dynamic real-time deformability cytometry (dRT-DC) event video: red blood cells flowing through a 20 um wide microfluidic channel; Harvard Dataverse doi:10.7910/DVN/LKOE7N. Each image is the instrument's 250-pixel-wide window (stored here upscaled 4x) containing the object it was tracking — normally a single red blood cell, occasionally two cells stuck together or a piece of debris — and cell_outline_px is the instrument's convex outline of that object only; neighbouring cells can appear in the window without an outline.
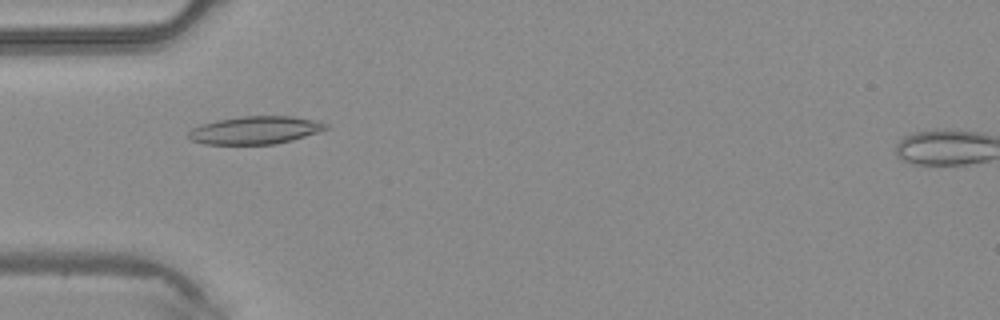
{"species": "common noctule bat (a hibernating species)", "species_latin": "Nyctalus noctula", "temperature_condition": "warm", "stored_images_in_passage": 32, "camera_frame_rate_fps": 3000, "um_per_image_px": 0.085, "animal": {"sex": "male", "body_mass_g": 20.4}, "frame": {"image": 1, "passage_image": 1, "time_ms": 0.0, "image_size_px": [1000, 320], "cell_outline_px": [[328, 128], [292, 140], [276, 144], [204, 144], [192, 140], [188, 136], [188, 132], [192, 128], [200, 124], [216, 120], [240, 116], [292, 116], [312, 120], [328, 124]], "centroid_in_image_um": [21.64, 11.06], "position_along_channel_um": 63.4, "area_um2": 22.14}}
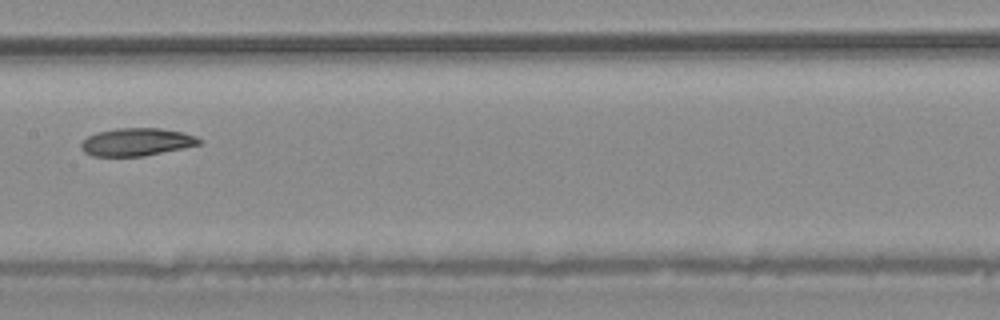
{"frame": {"image": 2, "passage_image": 10, "time_ms": 3.0, "image_size_px": [1000, 320], "cell_outline_px": [[204, 140], [200, 144], [184, 148], [144, 156], [92, 156], [84, 152], [80, 148], [80, 144], [88, 136], [96, 132], [116, 128], [160, 128], [184, 132], [196, 136]], "centroid_in_image_um": [11.63, 12.06], "position_along_channel_um": 195.8, "area_um2": 19.31}}
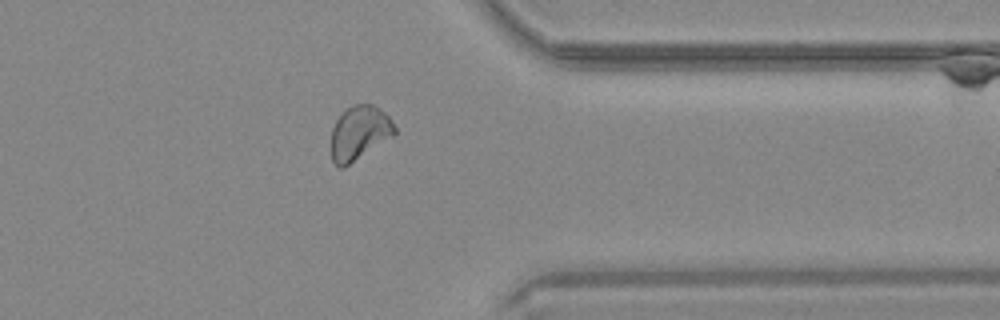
{"frame": {"image": 3, "passage_image": 23, "time_ms": 7.333, "image_size_px": [1000, 320], "cell_outline_px": [[396, 136], [344, 168], [336, 168], [332, 160], [332, 128], [336, 120], [348, 108], [356, 104], [372, 104], [384, 112], [392, 120], [396, 128]], "centroid_in_image_um": [30.58, 11.34], "position_along_channel_um": 380.8, "area_um2": 20.29}}